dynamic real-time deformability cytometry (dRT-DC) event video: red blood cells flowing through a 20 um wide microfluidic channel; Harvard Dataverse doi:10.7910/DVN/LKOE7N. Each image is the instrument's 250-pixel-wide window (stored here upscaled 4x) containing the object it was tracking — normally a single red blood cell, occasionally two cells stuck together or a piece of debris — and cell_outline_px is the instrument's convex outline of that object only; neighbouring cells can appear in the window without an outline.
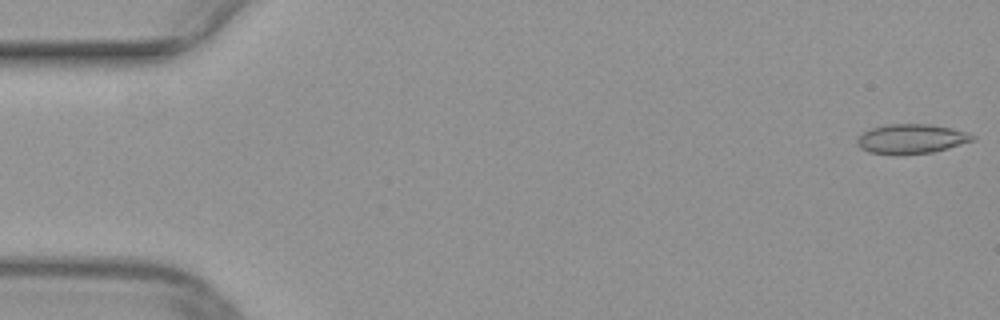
{"species": "common noctule bat (a hibernating species)", "species_latin": "Nyctalus noctula", "temperature_condition": "warm", "stored_images_in_passage": 16, "camera_frame_rate_fps": 3000, "um_per_image_px": 0.085, "animal": {"sex": "female", "body_mass_g": 29.2, "forearm_length_mm": 56.3}, "frame": {"image": 1, "passage_image": 1, "time_ms": 0.0, "image_size_px": [1000, 320], "cell_outline_px": [[976, 140], [948, 148], [932, 152], [868, 152], [860, 148], [856, 144], [856, 140], [864, 132], [872, 128], [888, 124], [928, 124], [952, 128], [968, 132], [976, 136]], "centroid_in_image_um": [77.52, 11.76], "position_along_channel_um": 7.5, "area_um2": 19.25}}
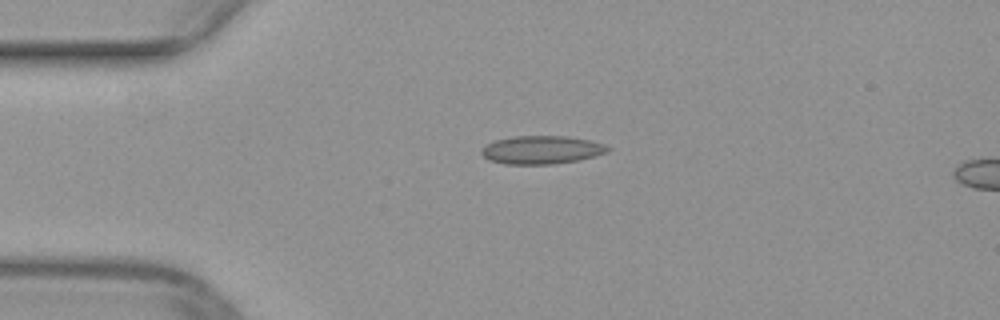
{"frame": {"image": 2, "passage_image": 12, "time_ms": 3.667, "image_size_px": [1000, 320], "cell_outline_px": [[612, 148], [608, 152], [576, 160], [552, 164], [504, 164], [488, 160], [480, 152], [488, 144], [496, 140], [512, 136], [568, 136], [588, 140], [604, 144]], "centroid_in_image_um": [46.03, 12.73], "position_along_channel_um": 39.0, "area_um2": 20.58}}